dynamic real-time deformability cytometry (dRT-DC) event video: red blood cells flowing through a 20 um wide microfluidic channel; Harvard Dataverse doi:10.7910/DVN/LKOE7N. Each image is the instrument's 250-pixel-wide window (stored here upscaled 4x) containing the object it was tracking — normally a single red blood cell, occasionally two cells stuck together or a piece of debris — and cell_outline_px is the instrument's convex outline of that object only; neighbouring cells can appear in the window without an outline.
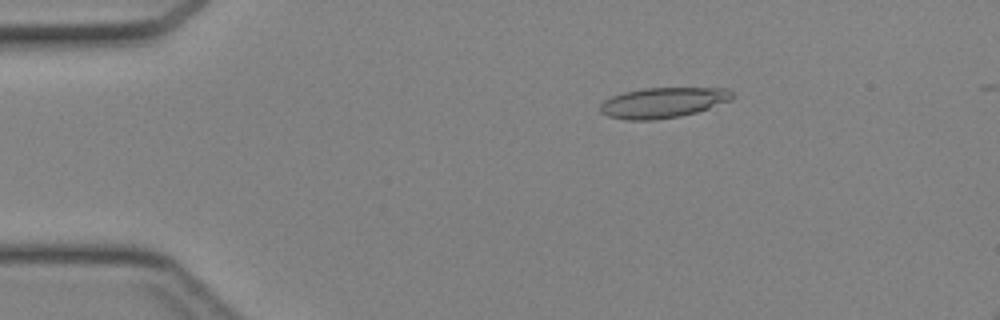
{"species": "Egyptian fruit bat (a non-hibernating species)", "species_latin": "Rousettus aegyptiacus", "temperature_condition": "cold", "stored_images_in_passage": 23, "camera_frame_rate_fps": 3000, "um_per_image_px": 0.085, "animal": {"sex": "female"}, "frame": {"image": 1, "passage_image": 8, "time_ms": 2.333, "image_size_px": [1000, 320], "cell_outline_px": [[732, 100], [696, 112], [680, 116], [652, 120], [628, 120], [608, 116], [600, 112], [600, 104], [604, 100], [612, 96], [624, 92], [644, 88], [728, 88], [732, 92]], "centroid_in_image_um": [56.34, 8.72], "position_along_channel_um": 28.7, "area_um2": 23.29}}